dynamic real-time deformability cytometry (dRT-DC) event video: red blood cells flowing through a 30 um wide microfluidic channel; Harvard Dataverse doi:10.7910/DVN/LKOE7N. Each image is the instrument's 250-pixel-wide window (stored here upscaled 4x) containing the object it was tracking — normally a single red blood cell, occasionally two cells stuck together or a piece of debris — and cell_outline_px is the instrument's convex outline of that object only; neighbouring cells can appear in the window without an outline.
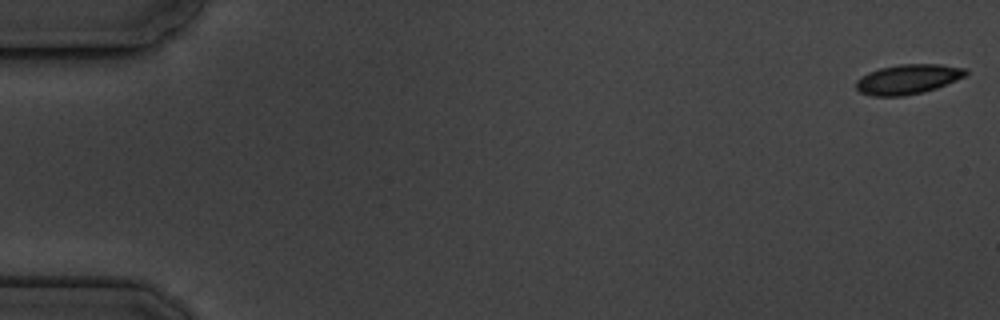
{"species": "common noctule bat (a hibernating species)", "species_latin": "Nyctalus noctula", "temperature_condition": "cold", "stored_images_in_passage": 4, "camera_frame_rate_fps": 3000, "um_per_image_px": 0.085, "animal": {"sex": "male", "body_mass_g": 19.5, "forearm_length_mm": 54.6}, "frame": {"image": 1, "passage_image": 1, "time_ms": 0.0, "image_size_px": [1000, 320], "cell_outline_px": [[968, 72], [964, 76], [956, 80], [936, 88], [904, 96], [872, 96], [860, 92], [856, 88], [856, 80], [868, 72], [880, 68], [900, 64], [940, 64], [968, 68]], "centroid_in_image_um": [77.17, 6.72], "position_along_channel_um": 7.8, "area_um2": 18.96}}
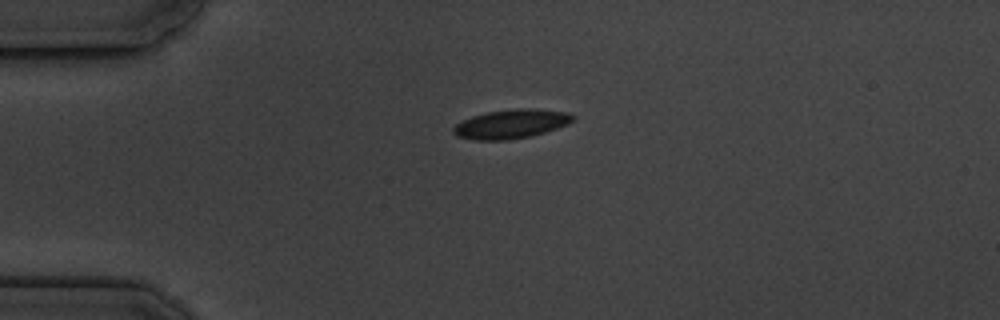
{"frame": {"image": 2, "passage_image": 4, "time_ms": 4.333, "image_size_px": [1000, 320], "cell_outline_px": [[576, 116], [568, 124], [532, 136], [508, 140], [472, 140], [456, 136], [452, 132], [452, 128], [456, 124], [472, 116], [488, 112], [516, 108], [532, 108], [564, 112]], "centroid_in_image_um": [43.41, 10.54], "position_along_channel_um": 41.6, "area_um2": 20.17}}